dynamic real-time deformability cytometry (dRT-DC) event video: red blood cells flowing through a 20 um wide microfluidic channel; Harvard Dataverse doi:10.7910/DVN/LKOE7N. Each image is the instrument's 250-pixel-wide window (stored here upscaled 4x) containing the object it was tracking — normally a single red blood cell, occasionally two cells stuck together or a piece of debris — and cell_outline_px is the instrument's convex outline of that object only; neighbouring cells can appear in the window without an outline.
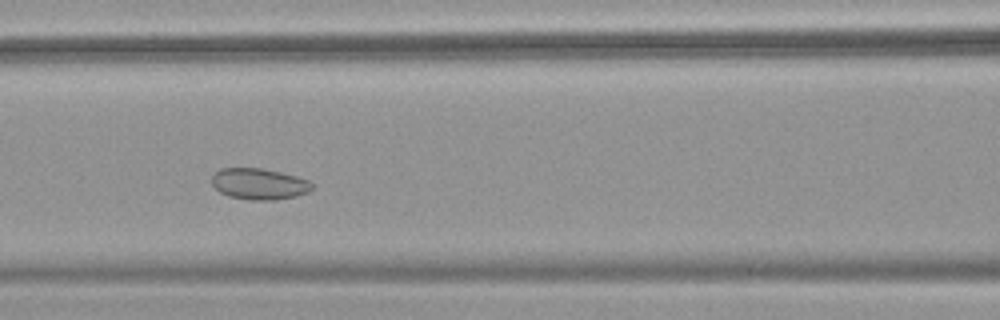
{"species": "common noctule bat (a hibernating species)", "species_latin": "Nyctalus noctula", "temperature_condition": "warm", "stored_images_in_passage": 48, "camera_frame_rate_fps": 3000, "um_per_image_px": 0.085, "animal": {"sex": "female", "body_mass_g": 18.4}, "frame": {"image": 1, "passage_image": 19, "time_ms": 6.0, "image_size_px": [1000, 320], "cell_outline_px": [[312, 188], [308, 192], [296, 196], [276, 200], [252, 200], [228, 196], [220, 192], [212, 184], [212, 176], [220, 168], [260, 168], [280, 172], [296, 176], [308, 180], [312, 184]], "centroid_in_image_um": [22.02, 15.63], "position_along_channel_um": 144.6, "area_um2": 18.15}}
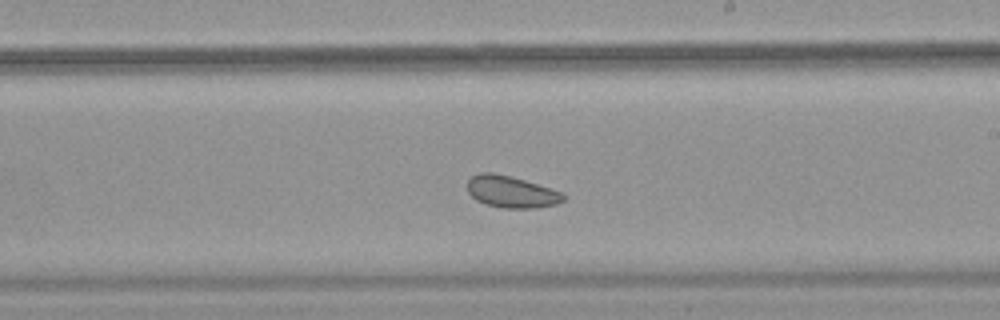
{"frame": {"image": 2, "passage_image": 27, "time_ms": 8.667, "image_size_px": [1000, 320], "cell_outline_px": [[568, 196], [564, 200], [556, 204], [536, 208], [504, 208], [484, 204], [476, 200], [468, 192], [468, 180], [472, 176], [480, 172], [492, 172], [512, 176], [564, 192]], "centroid_in_image_um": [43.49, 16.3], "position_along_channel_um": 245.5, "area_um2": 18.03}}
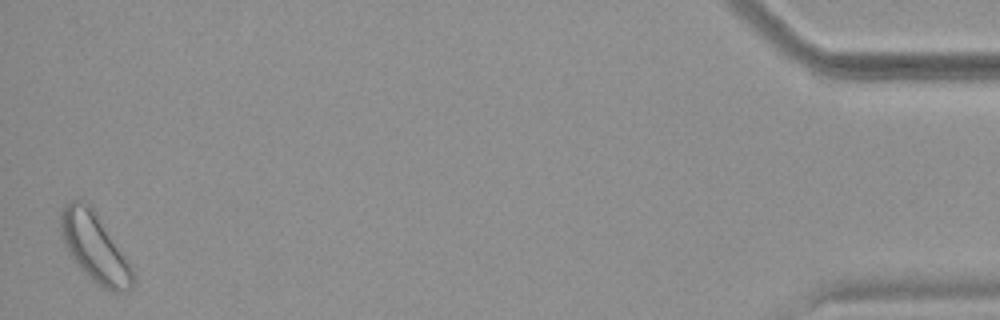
{"frame": {"image": 3, "passage_image": 48, "time_ms": 15.667, "image_size_px": [1000, 320], "cell_outline_px": [[136, 284], [128, 292], [112, 292], [104, 288], [92, 280], [76, 264], [68, 252], [64, 244], [60, 232], [60, 212], [72, 200], [80, 200], [92, 204], [128, 260], [132, 268], [136, 280]], "centroid_in_image_um": [8.08, 21.05], "position_along_channel_um": 427.1, "area_um2": 29.36}, "authors_computed_cell_mechanics": {"area_um2": 21.5016, "velocity_mm_per_s": 3.8048, "shape_relaxation_time_tau1_ms": 0.4503, "shape_relaxation_time_tau2_ms": 3.4164, "deformation_change_tau1": null, "deformation_change_tau2": 0.0828}}